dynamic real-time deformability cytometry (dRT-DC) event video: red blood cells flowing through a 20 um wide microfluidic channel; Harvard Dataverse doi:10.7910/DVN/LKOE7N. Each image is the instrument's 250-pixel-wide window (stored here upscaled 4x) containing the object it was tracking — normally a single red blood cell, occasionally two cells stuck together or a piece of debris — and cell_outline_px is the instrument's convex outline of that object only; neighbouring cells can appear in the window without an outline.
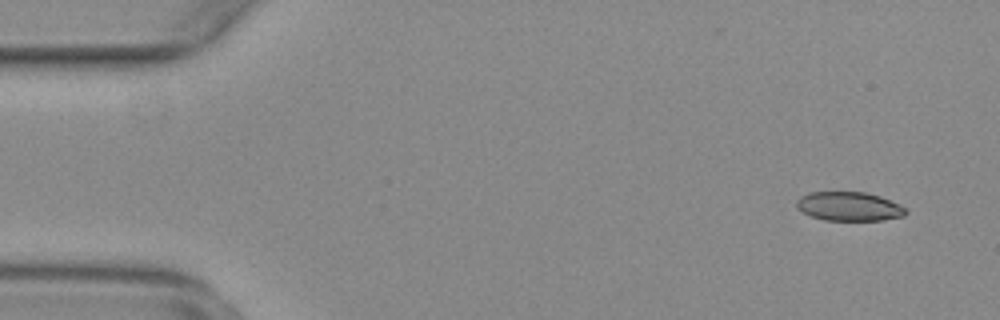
{"species": "common noctule bat (a hibernating species)", "species_latin": "Nyctalus noctula", "temperature_condition": "warm", "stored_images_in_passage": 56, "camera_frame_rate_fps": 3000, "um_per_image_px": 0.085, "animal": {"sex": "female", "body_mass_g": 29.2, "forearm_length_mm": 56.3}, "frame": {"image": 1, "passage_image": 4, "time_ms": 1.0, "image_size_px": [1000, 320], "cell_outline_px": [[908, 212], [904, 216], [884, 220], [824, 220], [812, 216], [796, 208], [796, 200], [800, 196], [808, 192], [864, 192], [880, 196], [900, 204], [908, 208]], "centroid_in_image_um": [72.2, 17.54], "position_along_channel_um": 12.8, "area_um2": 18.61}}
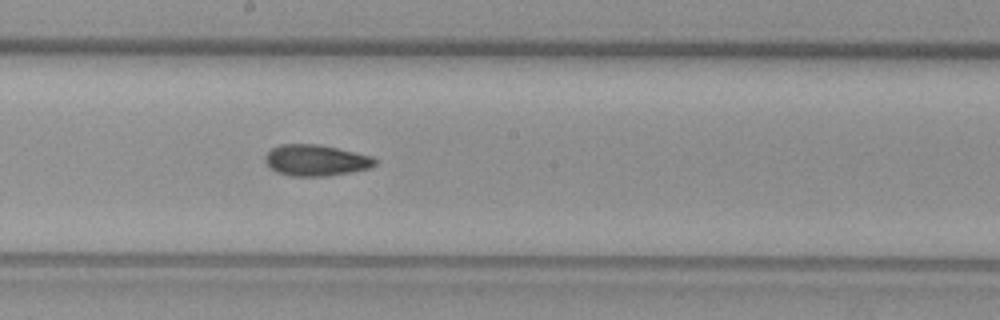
{"frame": {"image": 2, "passage_image": 30, "time_ms": 9.667, "image_size_px": [1000, 320], "cell_outline_px": [[376, 164], [372, 168], [324, 176], [292, 176], [276, 172], [268, 168], [264, 160], [264, 156], [272, 148], [280, 144], [320, 144], [372, 156], [376, 160]], "centroid_in_image_um": [26.81, 13.62], "position_along_channel_um": 221.4, "area_um2": 20.06}}
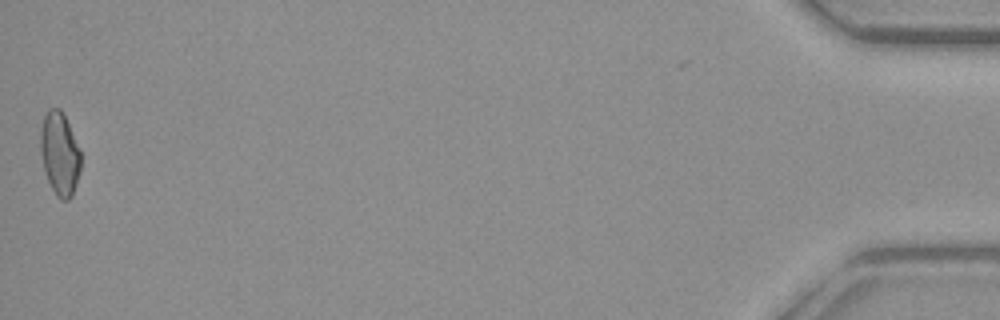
{"frame": {"image": 3, "passage_image": 55, "time_ms": 18.0, "image_size_px": [1000, 320], "cell_outline_px": [[80, 172], [72, 196], [68, 200], [60, 200], [56, 196], [44, 172], [40, 152], [40, 132], [44, 116], [48, 108], [60, 108], [80, 148]], "centroid_in_image_um": [5.06, 13.08], "position_along_channel_um": 430.1, "area_um2": 19.59}, "authors_computed_cell_mechanics": {"area_um2": 19.652, "velocity_mm_per_s": 3.765, "shape_relaxation_time_tau1_ms": null, "shape_relaxation_time_tau2_ms": 3.7825, "deformation_change_tau1": null, "deformation_change_tau2": 0.106}}